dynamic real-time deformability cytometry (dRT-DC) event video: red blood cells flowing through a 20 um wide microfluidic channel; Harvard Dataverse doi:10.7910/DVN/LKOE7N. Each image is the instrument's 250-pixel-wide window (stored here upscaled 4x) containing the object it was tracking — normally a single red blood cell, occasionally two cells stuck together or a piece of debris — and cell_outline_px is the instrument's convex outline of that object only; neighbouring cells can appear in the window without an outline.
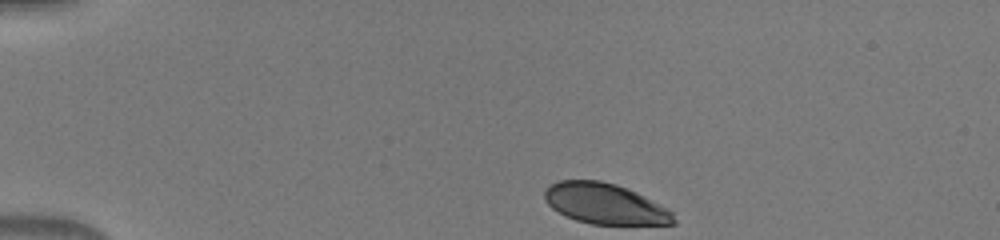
{"species": "human", "species_latin": "Homo sapiens", "temperature_condition": "warm", "stored_images_in_passage": 41, "camera_frame_rate_fps": 3000, "um_per_image_px": 0.085, "donor": {"sex": "male"}, "frame": {"image": 1, "passage_image": 1, "time_ms": 0.0, "image_size_px": [1000, 240], "cell_outline_px": [[676, 224], [592, 224], [576, 220], [552, 208], [544, 200], [544, 192], [548, 184], [560, 180], [600, 180], [616, 184], [636, 192], [668, 208], [672, 212], [676, 220]], "centroid_in_image_um": [51.42, 17.31], "position_along_channel_um": 33.6, "area_um2": 30.52}}
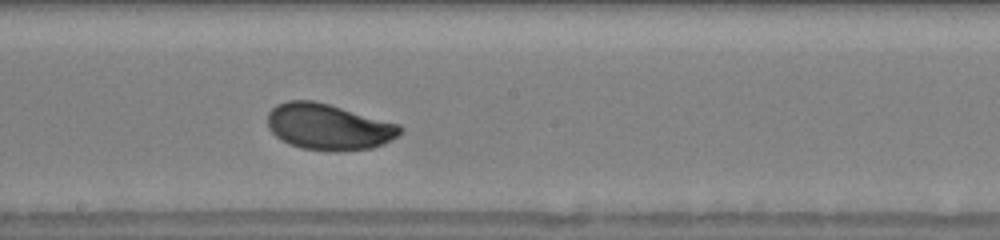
{"frame": {"image": 2, "passage_image": 20, "time_ms": 6.333, "image_size_px": [1000, 240], "cell_outline_px": [[404, 128], [396, 136], [384, 144], [372, 148], [336, 152], [332, 152], [300, 148], [288, 144], [280, 140], [268, 128], [268, 112], [276, 104], [288, 100], [312, 100], [328, 104], [400, 124]], "centroid_in_image_um": [27.9, 10.79], "position_along_channel_um": 220.3, "area_um2": 35.84}}
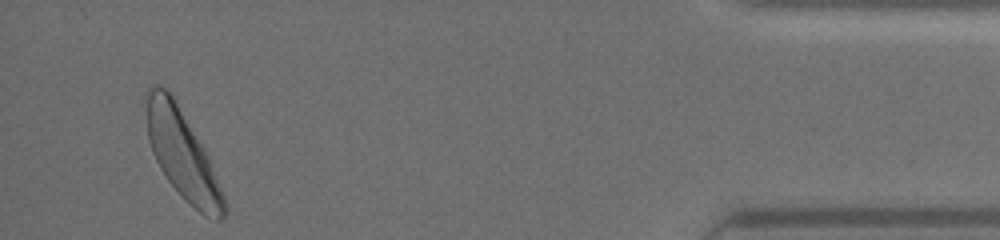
{"frame": {"image": 3, "passage_image": 39, "time_ms": 12.667, "image_size_px": [1000, 240], "cell_outline_px": [[228, 212], [220, 220], [216, 220], [204, 216], [168, 180], [160, 168], [152, 152], [148, 140], [144, 92], [152, 84], [156, 84], [168, 88], [204, 148], [208, 156], [224, 196], [228, 208]], "centroid_in_image_um": [15.47, 13.05], "position_along_channel_um": 419.7, "area_um2": 39.88}}